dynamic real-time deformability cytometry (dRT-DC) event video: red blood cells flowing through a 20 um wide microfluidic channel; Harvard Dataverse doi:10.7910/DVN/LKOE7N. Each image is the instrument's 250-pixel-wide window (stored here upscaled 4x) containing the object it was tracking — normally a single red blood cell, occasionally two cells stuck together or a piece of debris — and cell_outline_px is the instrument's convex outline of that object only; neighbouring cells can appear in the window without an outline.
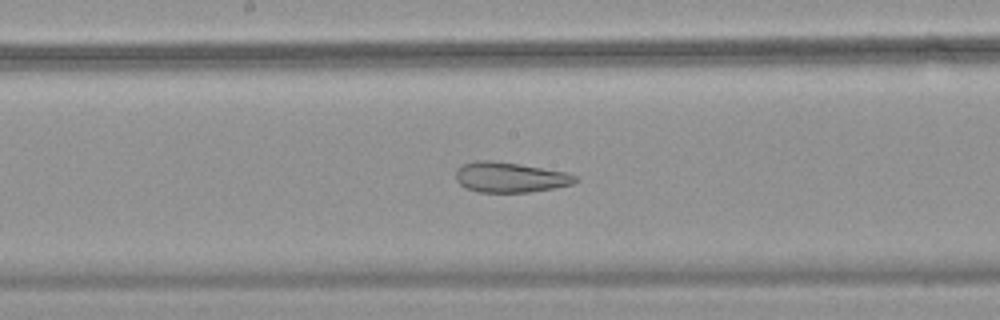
{"species": "common noctule bat (a hibernating species)", "species_latin": "Nyctalus noctula", "temperature_condition": "warm", "stored_images_in_passage": 54, "camera_frame_rate_fps": 3000, "um_per_image_px": 0.085, "animal": {"sex": "female", "body_mass_g": 18.4}, "frame": {"image": 1, "passage_image": 29, "time_ms": 9.333, "image_size_px": [1000, 320], "cell_outline_px": [[580, 180], [572, 184], [552, 188], [528, 192], [476, 192], [464, 188], [456, 180], [456, 172], [464, 164], [476, 160], [488, 160], [520, 164], [568, 172], [576, 176]], "centroid_in_image_um": [43.37, 15.07], "position_along_channel_um": 204.8, "area_um2": 21.04}}
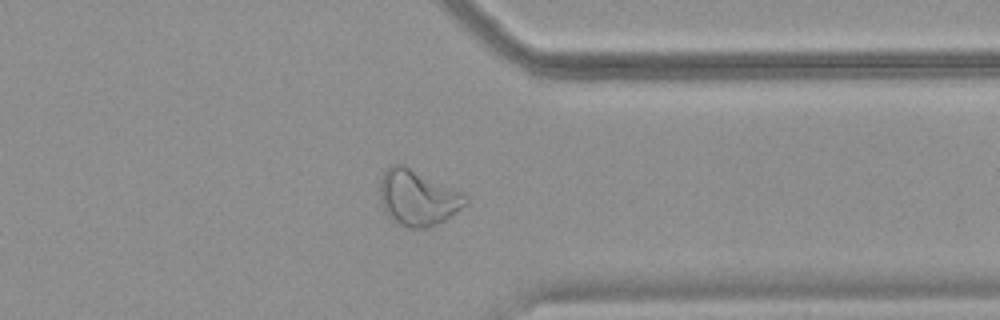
{"frame": {"image": 2, "passage_image": 43, "time_ms": 14.0, "image_size_px": [1000, 320], "cell_outline_px": [[468, 204], [444, 220], [428, 228], [408, 228], [396, 224], [388, 216], [380, 200], [380, 184], [384, 172], [392, 164], [404, 164], [468, 196]], "centroid_in_image_um": [35.5, 16.82], "position_along_channel_um": 375.9, "area_um2": 27.63}}
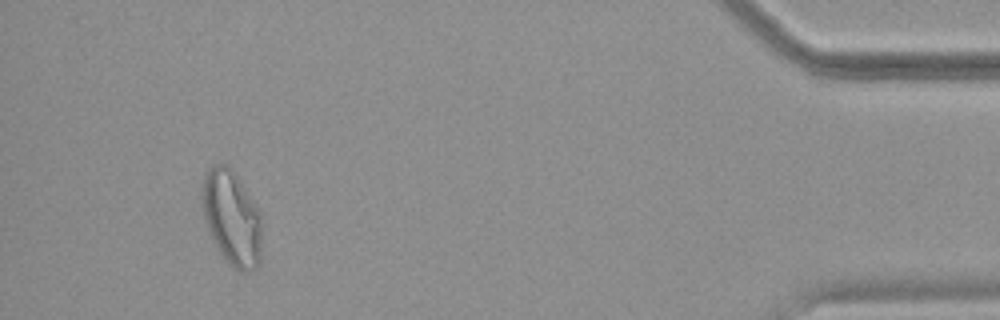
{"frame": {"image": 3, "passage_image": 51, "time_ms": 16.667, "image_size_px": [1000, 320], "cell_outline_px": [[260, 264], [256, 268], [248, 272], [240, 272], [228, 264], [220, 252], [204, 220], [200, 196], [204, 176], [208, 168], [224, 160], [232, 168], [260, 212]], "centroid_in_image_um": [19.67, 18.48], "position_along_channel_um": 415.5, "area_um2": 33.23}, "authors_computed_cell_mechanics": {"area_um2": 29.8248, "velocity_mm_per_s": 3.7132, "shape_relaxation_time_tau1_ms": null, "shape_relaxation_time_tau2_ms": 2.211, "deformation_change_tau1": null, "deformation_change_tau2": 0.112}}